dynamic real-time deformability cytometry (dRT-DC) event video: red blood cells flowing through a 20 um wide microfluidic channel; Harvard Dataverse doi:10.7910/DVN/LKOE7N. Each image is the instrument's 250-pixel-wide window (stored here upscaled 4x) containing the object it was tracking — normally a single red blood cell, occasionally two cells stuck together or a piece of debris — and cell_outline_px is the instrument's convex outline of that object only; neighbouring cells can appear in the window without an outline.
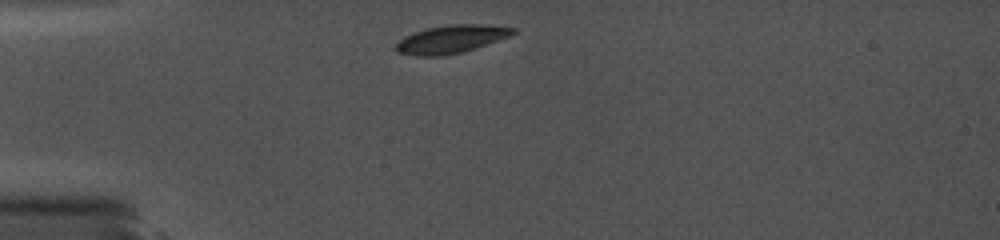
{"species": "common noctule bat (a hibernating species)", "species_latin": "Nyctalus noctula", "temperature_condition": "cold", "stored_images_in_passage": 29, "camera_frame_rate_fps": 5000, "um_per_image_px": 0.085, "animal": {"sex": "female", "body_mass_g": 19.0, "forearm_length_mm": 56.7}, "frame": {"image": 1, "passage_image": 1, "time_ms": 0.0, "image_size_px": [1000, 240], "cell_outline_px": [[516, 32], [508, 36], [460, 52], [440, 56], [416, 56], [396, 52], [392, 48], [404, 36], [412, 32], [428, 28], [448, 24], [476, 24], [516, 28]], "centroid_in_image_um": [38.23, 3.33], "position_along_channel_um": 46.8, "area_um2": 18.79}}
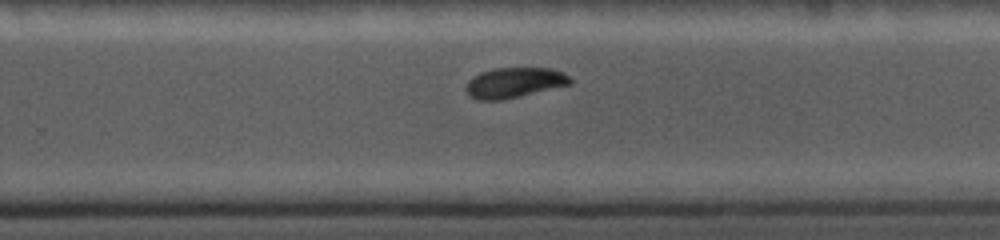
{"frame": {"image": 2, "passage_image": 18, "time_ms": 7.0, "image_size_px": [1000, 240], "cell_outline_px": [[572, 84], [500, 100], [476, 100], [464, 88], [468, 80], [472, 76], [480, 72], [496, 68], [552, 68], [564, 72], [572, 80]], "centroid_in_image_um": [43.71, 7.01], "position_along_channel_um": 286.1, "area_um2": 18.32}}
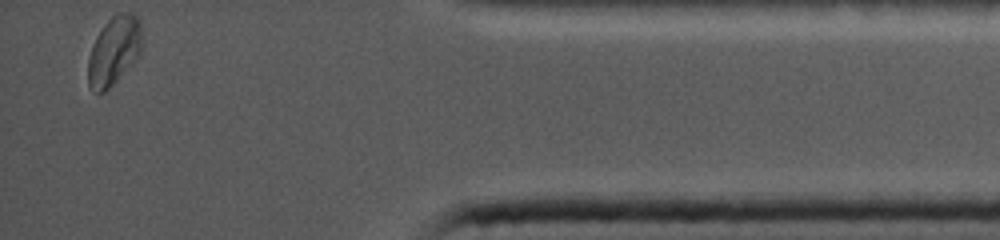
{"frame": {"image": 3, "passage_image": 29, "time_ms": 11.4, "image_size_px": [1000, 240], "cell_outline_px": [[140, 52], [136, 60], [104, 92], [92, 92], [88, 88], [88, 60], [96, 36], [104, 24], [116, 12], [128, 12], [136, 16], [140, 20]], "centroid_in_image_um": [9.66, 4.31], "position_along_channel_um": 425.5, "area_um2": 21.33}}